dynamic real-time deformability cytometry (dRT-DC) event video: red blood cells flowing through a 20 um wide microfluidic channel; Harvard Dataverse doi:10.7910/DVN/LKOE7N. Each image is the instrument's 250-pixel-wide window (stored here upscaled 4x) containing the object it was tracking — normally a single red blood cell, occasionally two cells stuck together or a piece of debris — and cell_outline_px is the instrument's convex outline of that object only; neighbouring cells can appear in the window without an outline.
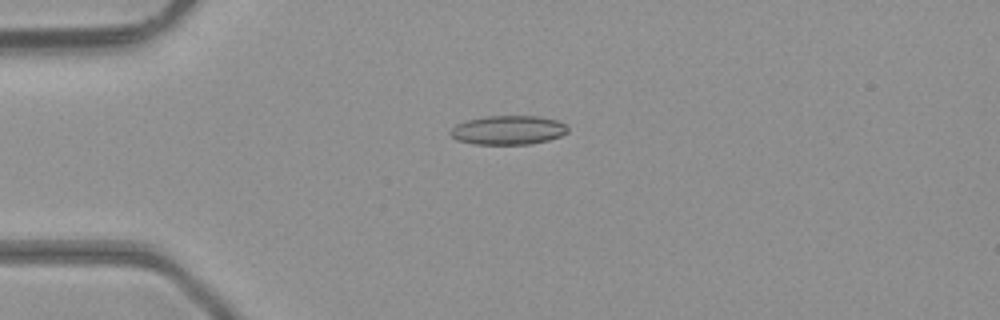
{"species": "common noctule bat (a hibernating species)", "species_latin": "Nyctalus noctula", "temperature_condition": "room temperature", "stored_images_in_passage": 5, "camera_frame_rate_fps": 3000, "um_per_image_px": 0.085, "animal": {"sex": "male", "body_mass_g": 23.1, "forearm_length_mm": 52.7}, "frame": {"image": 1, "passage_image": 3, "time_ms": 0.667, "image_size_px": [1000, 320], "cell_outline_px": [[568, 132], [560, 136], [548, 140], [532, 144], [472, 144], [456, 140], [448, 132], [456, 124], [468, 120], [484, 116], [540, 116], [556, 120], [564, 124], [568, 128]], "centroid_in_image_um": [43.17, 11.06], "position_along_channel_um": 41.8, "area_um2": 19.94}}
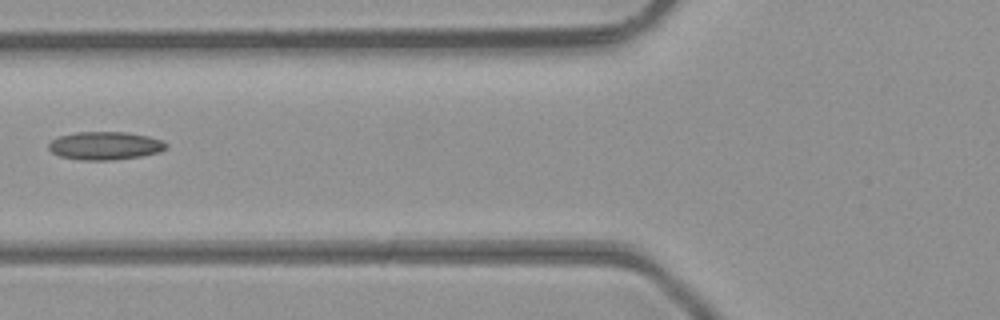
{"frame": {"image": 2, "passage_image": 5, "time_ms": 1.333, "image_size_px": [1000, 320], "cell_outline_px": [[168, 148], [160, 152], [140, 156], [112, 160], [80, 160], [60, 156], [52, 152], [48, 148], [48, 144], [52, 140], [60, 136], [76, 132], [124, 132], [148, 136], [164, 140], [168, 144]], "centroid_in_image_um": [8.96, 12.38], "position_along_channel_um": 116.8, "area_um2": 19.31}}